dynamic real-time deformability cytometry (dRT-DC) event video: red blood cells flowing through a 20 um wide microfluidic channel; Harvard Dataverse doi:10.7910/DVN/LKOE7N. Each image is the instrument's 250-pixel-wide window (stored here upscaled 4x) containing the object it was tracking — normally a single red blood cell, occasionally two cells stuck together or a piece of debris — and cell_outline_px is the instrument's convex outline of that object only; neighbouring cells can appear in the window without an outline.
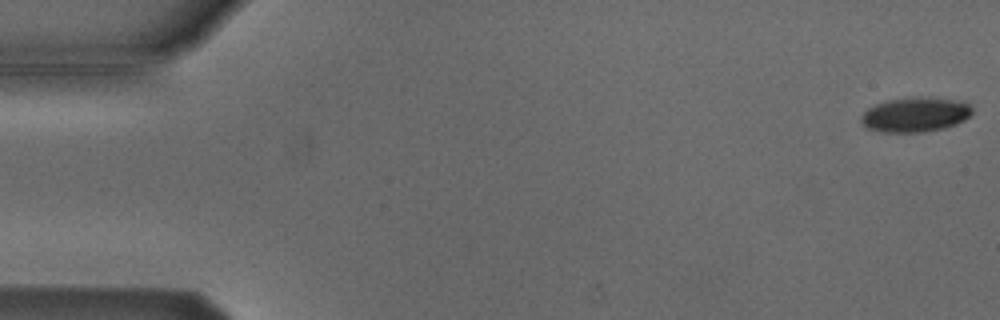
{"species": "Egyptian fruit bat (a non-hibernating species)", "species_latin": "Rousettus aegyptiacus", "temperature_condition": "cold", "stored_images_in_passage": 54, "camera_frame_rate_fps": 3000, "um_per_image_px": 0.085, "animal": {"sex": "male"}, "frame": {"image": 1, "passage_image": 1, "time_ms": 0.0, "image_size_px": [1000, 320], "cell_outline_px": [[972, 112], [964, 120], [956, 124], [944, 128], [920, 132], [884, 132], [868, 128], [860, 120], [864, 112], [868, 108], [876, 104], [888, 100], [916, 96], [920, 96], [952, 100], [968, 104], [972, 108]], "centroid_in_image_um": [77.78, 9.74], "position_along_channel_um": 7.2, "area_um2": 22.14}}
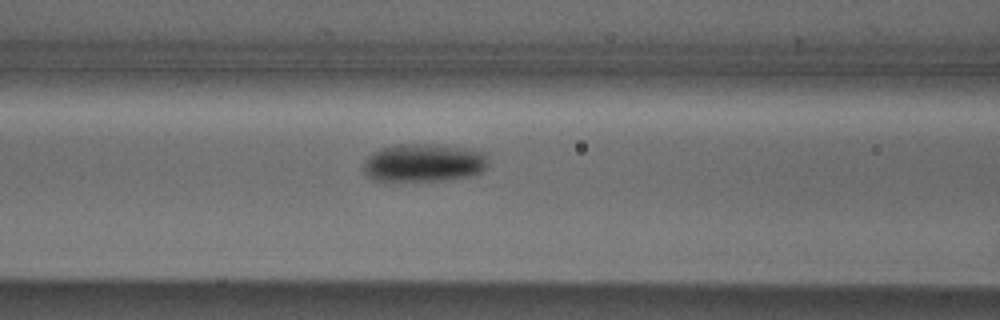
{"frame": {"image": 2, "passage_image": 22, "time_ms": 7.0, "image_size_px": [1000, 320], "cell_outline_px": [[488, 164], [480, 172], [468, 176], [436, 180], [372, 180], [364, 172], [364, 160], [368, 156], [380, 148], [396, 144], [436, 144], [472, 148], [484, 152], [488, 156]], "centroid_in_image_um": [36.03, 13.8], "position_along_channel_um": 130.6, "area_um2": 27.69}}
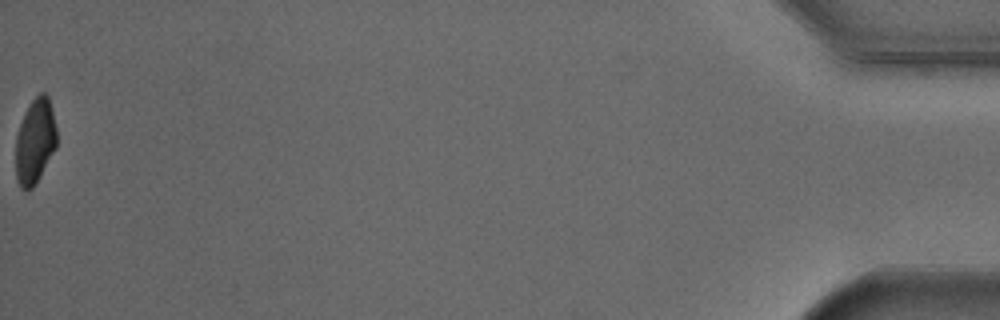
{"frame": {"image": 3, "passage_image": 54, "time_ms": 17.667, "image_size_px": [1000, 320], "cell_outline_px": [[56, 148], [40, 176], [32, 188], [20, 188], [16, 176], [16, 136], [24, 112], [28, 104], [40, 92], [44, 92], [48, 96], [52, 108], [56, 128]], "centroid_in_image_um": [2.98, 11.97], "position_along_channel_um": 432.2, "area_um2": 20.29}, "authors_computed_cell_mechanics": {"area_um2": 24.1893, "velocity_mm_per_s": 3.8334, "shape_relaxation_time_tau1_ms": 2.53, "shape_relaxation_time_tau2_ms": null, "deformation_change_tau1": 0.1008, "deformation_change_tau2": null}}